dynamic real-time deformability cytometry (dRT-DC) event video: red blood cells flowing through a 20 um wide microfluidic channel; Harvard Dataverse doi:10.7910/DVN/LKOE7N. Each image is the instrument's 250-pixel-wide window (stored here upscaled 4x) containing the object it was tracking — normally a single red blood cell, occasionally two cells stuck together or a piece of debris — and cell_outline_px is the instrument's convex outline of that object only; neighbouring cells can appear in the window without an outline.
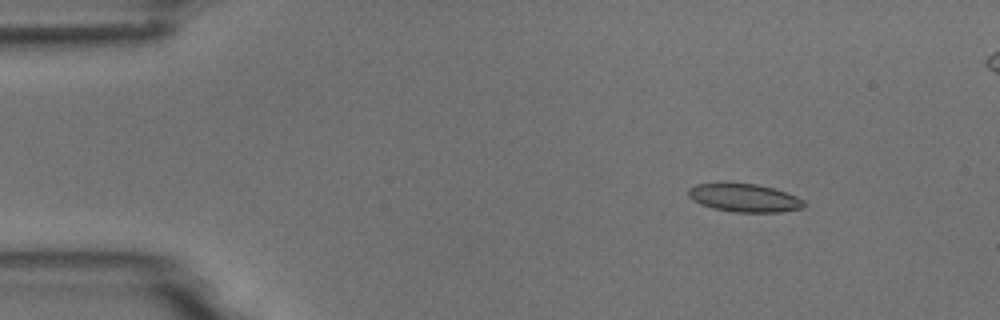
{"species": "common noctule bat (a hibernating species)", "species_latin": "Nyctalus noctula", "temperature_condition": "room temperature", "stored_images_in_passage": 10, "camera_frame_rate_fps": 3000, "um_per_image_px": 0.085, "animal": {"sex": "male", "body_mass_g": 18.8}, "frame": {"image": 1, "passage_image": 2, "time_ms": 1.0, "image_size_px": [1000, 320], "cell_outline_px": [[808, 204], [804, 208], [780, 212], [732, 212], [712, 208], [700, 204], [692, 200], [688, 196], [688, 188], [696, 184], [756, 184], [772, 188], [796, 196], [804, 200]], "centroid_in_image_um": [63.29, 16.84], "position_along_channel_um": 21.7, "area_um2": 18.9}}